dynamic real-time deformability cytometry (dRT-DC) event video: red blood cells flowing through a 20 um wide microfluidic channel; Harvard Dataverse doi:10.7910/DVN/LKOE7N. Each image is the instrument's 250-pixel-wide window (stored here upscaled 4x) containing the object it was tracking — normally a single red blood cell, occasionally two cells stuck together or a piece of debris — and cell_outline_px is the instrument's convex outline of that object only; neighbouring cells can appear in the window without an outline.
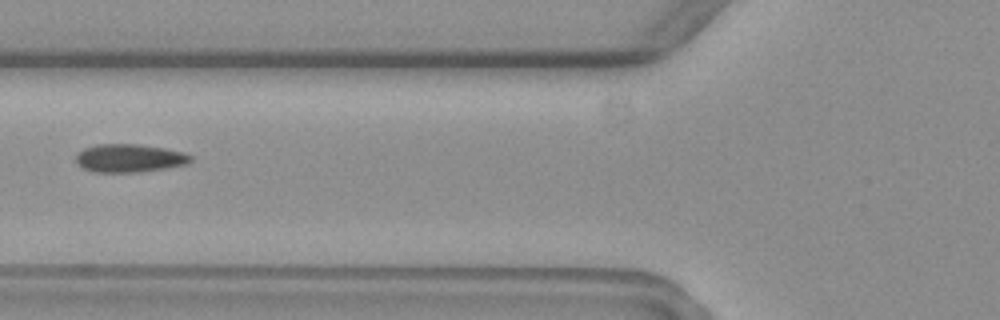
{"species": "common noctule bat (a hibernating species)", "species_latin": "Nyctalus noctula", "temperature_condition": "warm", "stored_images_in_passage": 6, "camera_frame_rate_fps": 3000, "um_per_image_px": 0.085, "animal": {"sex": "female", "body_mass_g": 19.3, "forearm_length_mm": 54.1}, "frame": {"image": 1, "passage_image": 6, "time_ms": 6.667, "image_size_px": [1000, 320], "cell_outline_px": [[192, 160], [188, 164], [140, 172], [96, 172], [84, 168], [76, 160], [76, 156], [84, 148], [96, 144], [136, 144], [164, 148], [184, 152], [192, 156]], "centroid_in_image_um": [11.04, 13.44], "position_along_channel_um": 114.8, "area_um2": 18.67}}